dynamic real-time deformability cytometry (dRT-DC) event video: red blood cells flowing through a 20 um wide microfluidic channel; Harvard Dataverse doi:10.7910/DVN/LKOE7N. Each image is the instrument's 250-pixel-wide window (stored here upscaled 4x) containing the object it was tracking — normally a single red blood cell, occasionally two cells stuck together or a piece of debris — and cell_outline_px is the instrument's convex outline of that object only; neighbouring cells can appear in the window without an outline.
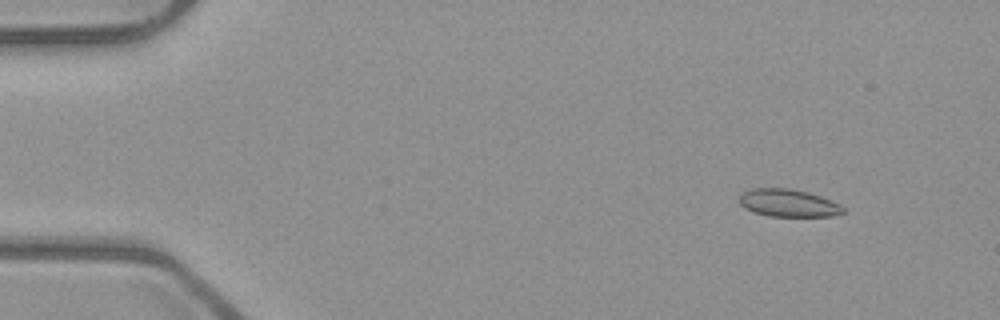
{"species": "common noctule bat (a hibernating species)", "species_latin": "Nyctalus noctula", "temperature_condition": "room temperature", "stored_images_in_passage": 53, "camera_frame_rate_fps": 3000, "um_per_image_px": 0.085, "animal": {"sex": "male", "body_mass_g": 23.1, "forearm_length_mm": 52.7}, "frame": {"image": 1, "passage_image": 6, "time_ms": 1.667, "image_size_px": [1000, 320], "cell_outline_px": [[844, 212], [832, 216], [768, 216], [744, 208], [740, 204], [740, 196], [744, 192], [752, 188], [788, 188], [808, 192], [820, 196], [840, 204], [844, 208]], "centroid_in_image_um": [67.01, 17.25], "position_along_channel_um": 18.0, "area_um2": 16.53}}
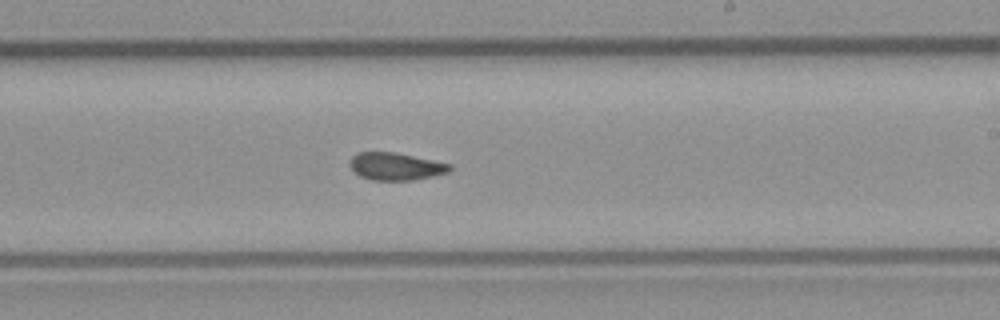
{"frame": {"image": 2, "passage_image": 32, "time_ms": 10.333, "image_size_px": [1000, 320], "cell_outline_px": [[452, 168], [448, 172], [432, 176], [412, 180], [372, 180], [360, 176], [352, 168], [352, 156], [360, 152], [396, 152], [452, 164]], "centroid_in_image_um": [33.68, 14.14], "position_along_channel_um": 255.3, "area_um2": 15.78}}
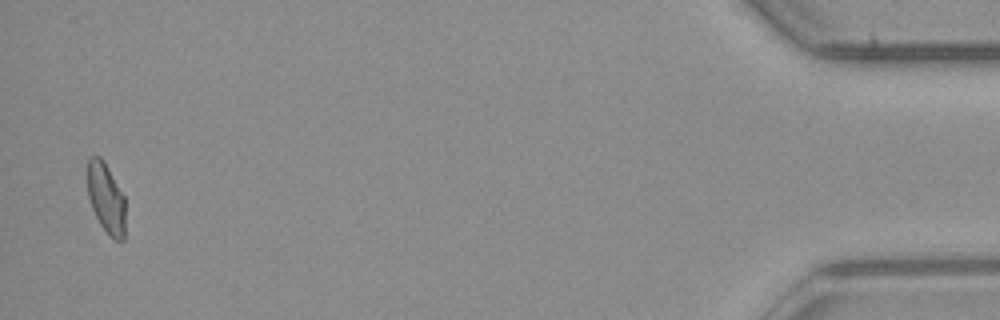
{"frame": {"image": 3, "passage_image": 52, "time_ms": 17.0, "image_size_px": [1000, 320], "cell_outline_px": [[124, 240], [116, 240], [100, 224], [92, 208], [88, 196], [88, 156], [100, 156], [104, 160], [124, 196]], "centroid_in_image_um": [9.0, 16.79], "position_along_channel_um": 426.2, "area_um2": 15.2}, "authors_computed_cell_mechanics": {"area_um2": 16.473, "velocity_mm_per_s": 3.9477, "shape_relaxation_time_tau1_ms": null, "shape_relaxation_time_tau2_ms": 1.8289, "deformation_change_tau1": null, "deformation_change_tau2": 0.0666}}